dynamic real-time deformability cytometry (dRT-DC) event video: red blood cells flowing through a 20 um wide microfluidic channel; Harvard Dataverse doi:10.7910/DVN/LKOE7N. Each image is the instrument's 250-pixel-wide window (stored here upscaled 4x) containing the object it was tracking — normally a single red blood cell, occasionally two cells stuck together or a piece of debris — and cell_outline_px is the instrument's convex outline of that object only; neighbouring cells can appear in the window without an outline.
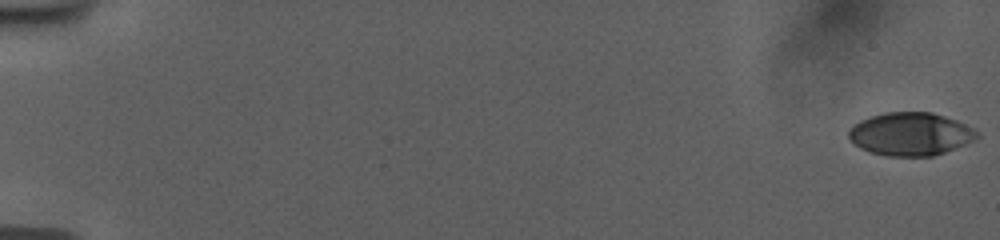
{"species": "human", "species_latin": "Homo sapiens", "temperature_condition": "room temperature", "stored_images_in_passage": 56, "camera_frame_rate_fps": 3000, "um_per_image_px": 0.085, "donor": {"sex": "female"}, "frame": {"image": 1, "passage_image": 1, "time_ms": 0.0, "image_size_px": [1000, 240], "cell_outline_px": [[980, 136], [964, 144], [944, 152], [932, 156], [888, 156], [872, 152], [860, 148], [848, 136], [848, 132], [860, 120], [884, 112], [932, 112], [956, 120], [980, 132]], "centroid_in_image_um": [77.41, 11.38], "position_along_channel_um": 7.6, "area_um2": 31.79}}
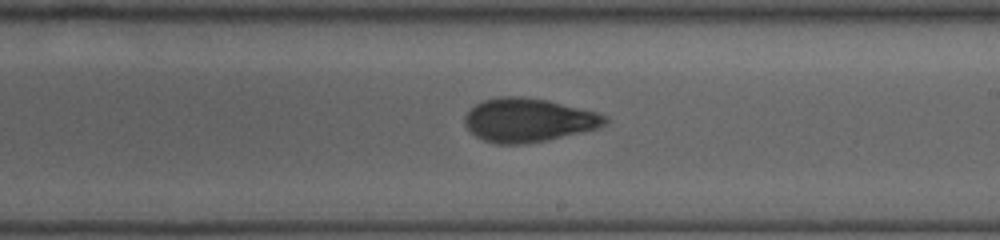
{"frame": {"image": 2, "passage_image": 35, "time_ms": 11.333, "image_size_px": [1000, 240], "cell_outline_px": [[608, 120], [600, 128], [548, 140], [524, 144], [496, 144], [484, 140], [476, 136], [464, 124], [464, 116], [476, 104], [484, 100], [500, 96], [524, 96], [548, 100], [596, 112], [608, 116]], "centroid_in_image_um": [44.92, 10.21], "position_along_channel_um": 244.1, "area_um2": 35.78}}
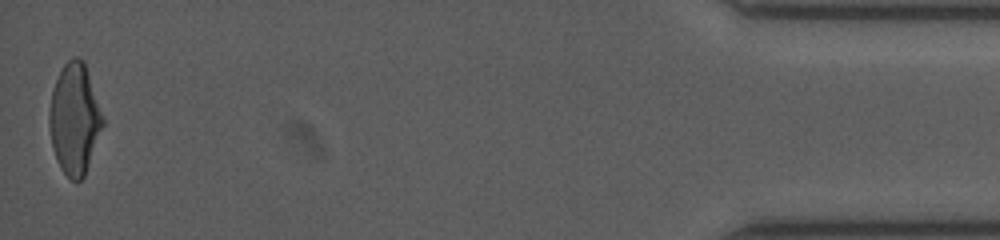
{"frame": {"image": 3, "passage_image": 56, "time_ms": 18.333, "image_size_px": [1000, 240], "cell_outline_px": [[104, 124], [84, 176], [76, 184], [60, 168], [56, 160], [52, 144], [48, 124], [48, 112], [52, 88], [64, 64], [72, 56], [76, 56], [84, 60], [104, 116]], "centroid_in_image_um": [6.33, 10.09], "position_along_channel_um": 428.9, "area_um2": 34.8}, "authors_computed_cell_mechanics": {"area_um2": 34.5933, "velocity_mm_per_s": 3.7757, "shape_relaxation_time_tau1_ms": 5.5374, "shape_relaxation_time_tau2_ms": 2.2149, "deformation_change_tau1": 0.1818, "deformation_change_tau2": 0.0887}}